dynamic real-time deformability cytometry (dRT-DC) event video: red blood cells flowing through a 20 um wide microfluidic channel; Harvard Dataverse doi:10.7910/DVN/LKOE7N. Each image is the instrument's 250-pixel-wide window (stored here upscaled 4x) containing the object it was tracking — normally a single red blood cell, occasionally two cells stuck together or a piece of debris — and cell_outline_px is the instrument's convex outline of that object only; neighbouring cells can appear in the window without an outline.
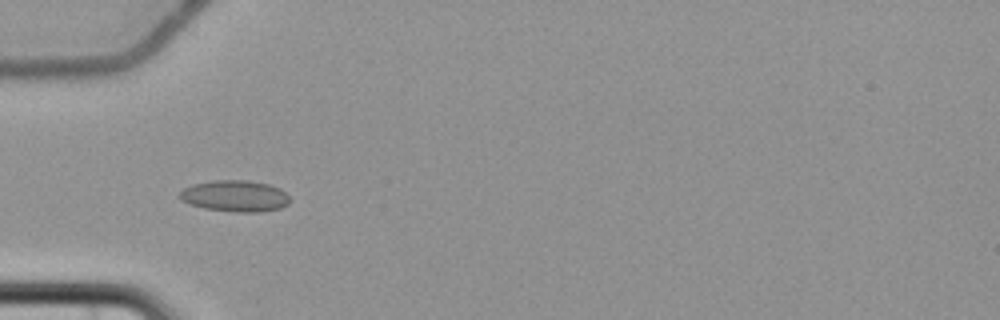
{"species": "common noctule bat (a hibernating species)", "species_latin": "Nyctalus noctula", "temperature_condition": "cold", "stored_images_in_passage": 7, "camera_frame_rate_fps": 3000, "um_per_image_px": 0.085, "animal": {"sex": "female", "body_mass_g": 22.7, "forearm_length_mm": 54.2}, "frame": {"image": 1, "passage_image": 4, "time_ms": 3.667, "image_size_px": [1000, 320], "cell_outline_px": [[292, 200], [288, 204], [280, 208], [260, 212], [236, 212], [204, 208], [188, 204], [180, 200], [180, 192], [184, 188], [192, 184], [212, 180], [248, 180], [268, 184], [280, 188]], "centroid_in_image_um": [19.97, 16.66], "position_along_channel_um": 65.0, "area_um2": 20.29}}
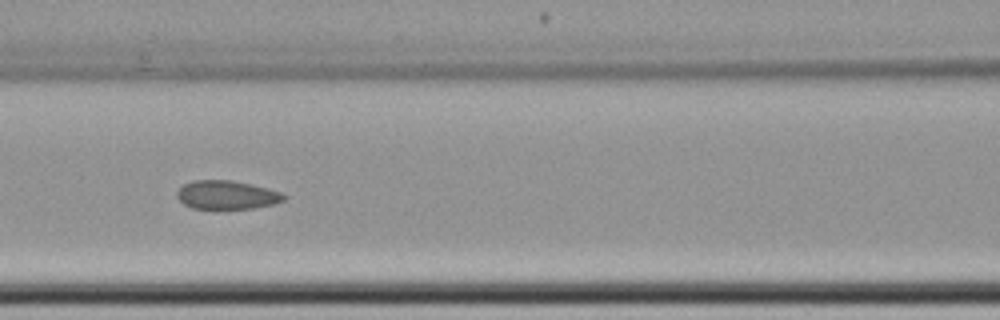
{"frame": {"image": 2, "passage_image": 6, "time_ms": 6.0, "image_size_px": [1000, 320], "cell_outline_px": [[288, 196], [284, 200], [272, 204], [252, 208], [216, 212], [192, 208], [184, 204], [176, 196], [176, 192], [184, 184], [192, 180], [232, 180], [252, 184], [280, 192]], "centroid_in_image_um": [19.24, 16.61], "position_along_channel_um": 147.4, "area_um2": 18.55}}
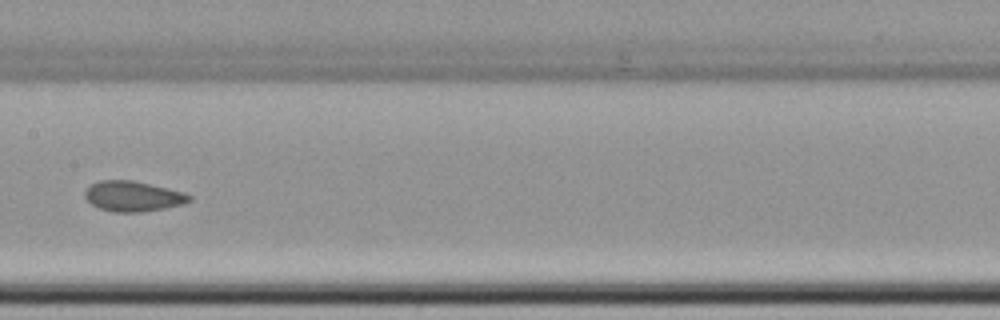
{"frame": {"image": 3, "passage_image": 7, "time_ms": 7.333, "image_size_px": [1000, 320], "cell_outline_px": [[192, 200], [184, 204], [164, 208], [140, 212], [112, 212], [100, 208], [92, 204], [84, 196], [84, 192], [92, 184], [100, 180], [132, 180], [184, 192], [192, 196]], "centroid_in_image_um": [11.32, 16.68], "position_along_channel_um": 196.1, "area_um2": 18.32}}